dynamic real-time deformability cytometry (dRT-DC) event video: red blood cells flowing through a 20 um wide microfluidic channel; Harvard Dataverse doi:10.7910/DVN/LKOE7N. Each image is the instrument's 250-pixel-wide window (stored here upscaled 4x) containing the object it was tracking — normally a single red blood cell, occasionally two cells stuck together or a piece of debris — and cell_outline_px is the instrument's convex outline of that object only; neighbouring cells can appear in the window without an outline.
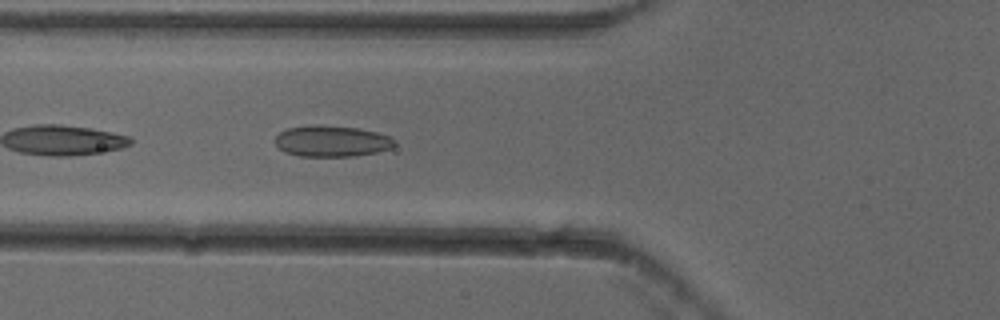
{"species": "common noctule bat (a hibernating species)", "species_latin": "Nyctalus noctula", "temperature_condition": "cold", "stored_images_in_passage": 52, "camera_frame_rate_fps": 3000, "um_per_image_px": 0.085, "animal": {"sex": "female"}, "frame": {"image": 1, "passage_image": 19, "time_ms": 6.0, "image_size_px": [1000, 320], "cell_outline_px": [[396, 144], [392, 148], [376, 152], [356, 156], [300, 156], [284, 152], [276, 144], [276, 136], [280, 132], [288, 128], [316, 124], [320, 124], [360, 128], [376, 132], [388, 136], [396, 140]], "centroid_in_image_um": [28.22, 11.99], "position_along_channel_um": 97.6, "area_um2": 21.79}}
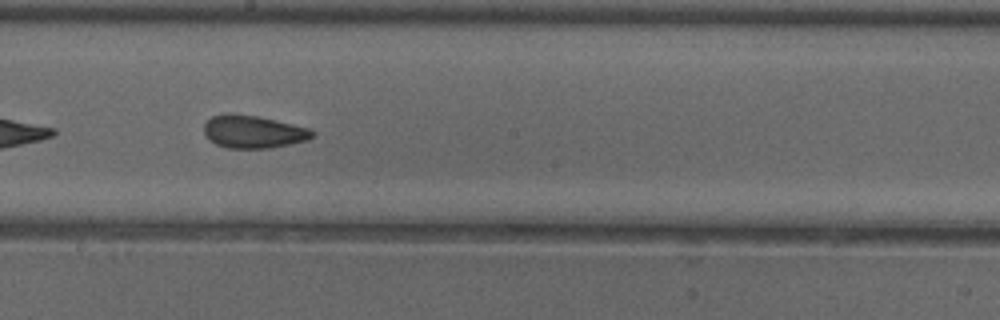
{"frame": {"image": 2, "passage_image": 29, "time_ms": 9.333, "image_size_px": [1000, 320], "cell_outline_px": [[312, 136], [308, 140], [272, 148], [228, 148], [216, 144], [208, 140], [204, 136], [204, 124], [212, 116], [224, 112], [232, 112], [256, 116], [276, 120], [308, 128], [312, 132]], "centroid_in_image_um": [21.45, 11.19], "position_along_channel_um": 226.7, "area_um2": 20.81}}
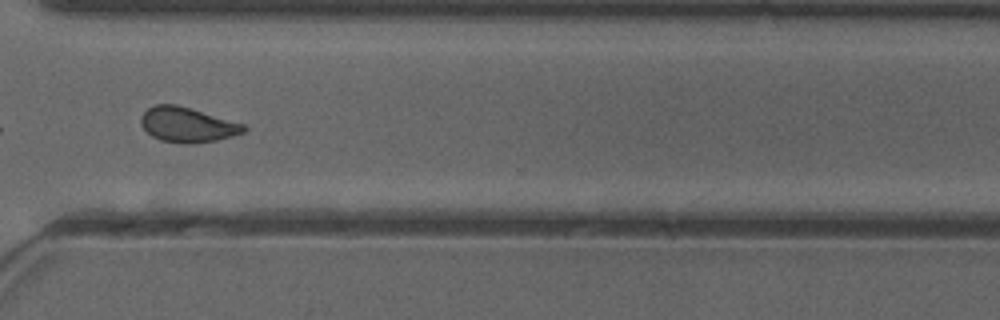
{"frame": {"image": 3, "passage_image": 39, "time_ms": 12.667, "image_size_px": [1000, 320], "cell_outline_px": [[248, 128], [244, 132], [232, 136], [216, 140], [192, 144], [160, 140], [152, 136], [140, 124], [140, 116], [148, 108], [156, 104], [176, 104], [244, 124]], "centroid_in_image_um": [15.91, 10.6], "position_along_channel_um": 354.7, "area_um2": 20.75}, "authors_computed_cell_mechanics": {"area_um2": 20.7791, "velocity_mm_per_s": 3.8526, "shape_relaxation_time_tau1_ms": 8.5098, "shape_relaxation_time_tau2_ms": 1.7291, "deformation_change_tau1": 0.1506, "deformation_change_tau2": 0.0693}}